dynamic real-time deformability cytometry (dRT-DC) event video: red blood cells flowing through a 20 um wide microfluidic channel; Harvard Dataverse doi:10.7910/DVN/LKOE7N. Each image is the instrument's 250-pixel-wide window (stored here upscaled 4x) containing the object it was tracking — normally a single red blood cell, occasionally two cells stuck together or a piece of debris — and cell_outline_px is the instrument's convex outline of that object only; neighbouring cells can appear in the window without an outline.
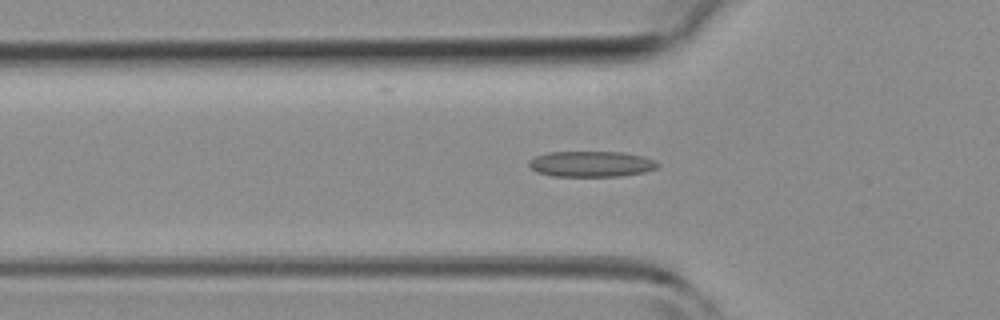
{"species": "common noctule bat (a hibernating species)", "species_latin": "Nyctalus noctula", "temperature_condition": "room temperature", "stored_images_in_passage": 36, "camera_frame_rate_fps": 3000, "um_per_image_px": 0.085, "animal": {"sex": "female", "body_mass_g": 19.3, "forearm_length_mm": 54.1}, "frame": {"image": 1, "passage_image": 5, "time_ms": 1.333, "image_size_px": [1000, 320], "cell_outline_px": [[660, 168], [644, 172], [620, 176], [552, 176], [536, 172], [528, 164], [536, 156], [548, 152], [624, 152], [644, 156], [656, 160], [660, 164]], "centroid_in_image_um": [50.33, 13.94], "position_along_channel_um": 75.5, "area_um2": 19.42}}
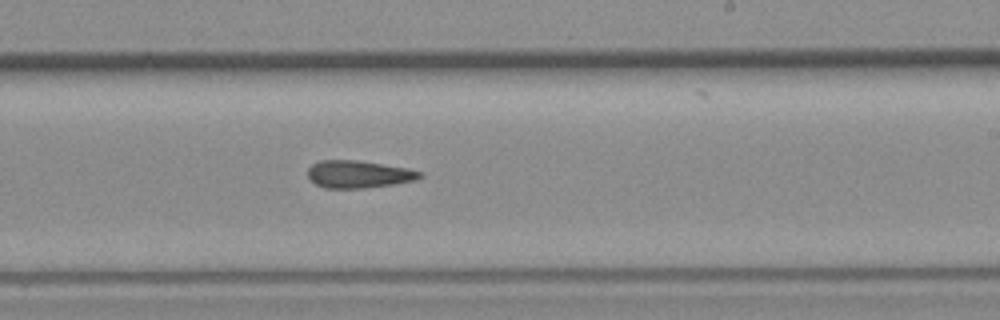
{"frame": {"image": 2, "passage_image": 17, "time_ms": 5.333, "image_size_px": [1000, 320], "cell_outline_px": [[424, 176], [416, 180], [392, 184], [364, 188], [324, 188], [316, 184], [308, 176], [308, 168], [312, 164], [320, 160], [356, 160], [408, 168], [424, 172]], "centroid_in_image_um": [30.5, 14.8], "position_along_channel_um": 258.5, "area_um2": 17.92}}
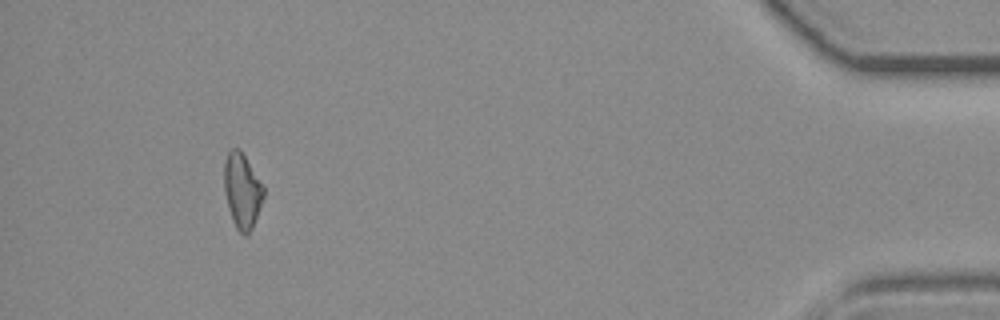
{"frame": {"image": 3, "passage_image": 32, "time_ms": 10.333, "image_size_px": [1000, 320], "cell_outline_px": [[264, 196], [252, 228], [248, 236], [244, 236], [236, 228], [232, 220], [228, 208], [224, 192], [224, 160], [228, 152], [232, 148], [240, 148], [264, 184]], "centroid_in_image_um": [20.58, 16.19], "position_along_channel_um": 414.6, "area_um2": 17.57}}